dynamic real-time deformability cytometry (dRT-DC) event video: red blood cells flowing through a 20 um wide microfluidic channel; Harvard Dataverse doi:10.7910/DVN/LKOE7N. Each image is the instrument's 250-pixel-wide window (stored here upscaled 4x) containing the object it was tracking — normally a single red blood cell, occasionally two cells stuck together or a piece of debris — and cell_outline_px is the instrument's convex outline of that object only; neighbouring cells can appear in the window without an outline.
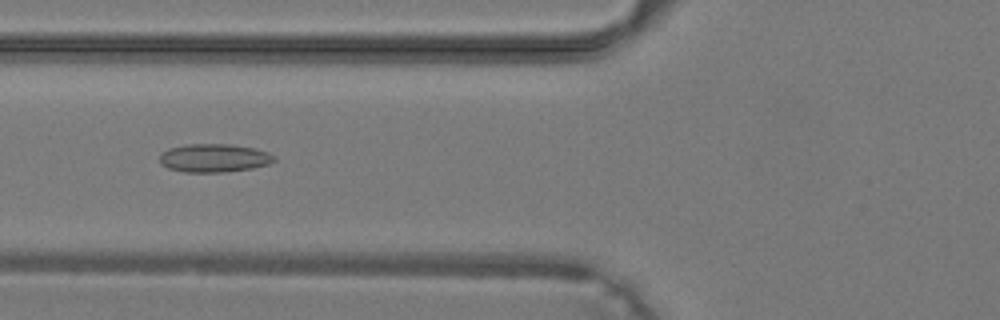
{"species": "common noctule bat (a hibernating species)", "species_latin": "Nyctalus noctula", "temperature_condition": "warm", "stored_images_in_passage": 41, "camera_frame_rate_fps": 3000, "um_per_image_px": 0.085, "animal": {"sex": "male", "body_mass_g": 19.2, "forearm_length_mm": 51.8}, "frame": {"image": 1, "passage_image": 17, "time_ms": 5.333, "image_size_px": [1000, 320], "cell_outline_px": [[276, 160], [268, 164], [252, 168], [224, 172], [184, 172], [168, 168], [160, 164], [160, 156], [168, 148], [188, 144], [232, 144], [256, 148], [268, 152]], "centroid_in_image_um": [18.19, 13.43], "position_along_channel_um": 107.6, "area_um2": 18.9}}
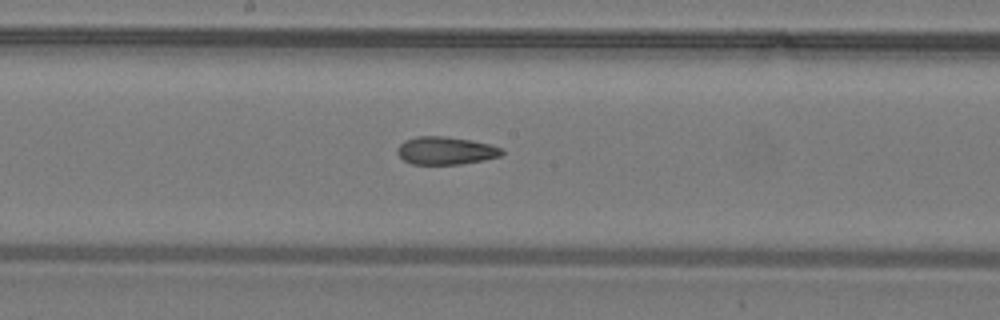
{"frame": {"image": 2, "passage_image": 23, "time_ms": 7.333, "image_size_px": [1000, 320], "cell_outline_px": [[504, 152], [500, 156], [460, 164], [412, 164], [404, 160], [396, 152], [396, 148], [404, 140], [416, 136], [444, 136], [472, 140], [504, 148]], "centroid_in_image_um": [37.86, 12.79], "position_along_channel_um": 210.3, "area_um2": 16.94}}
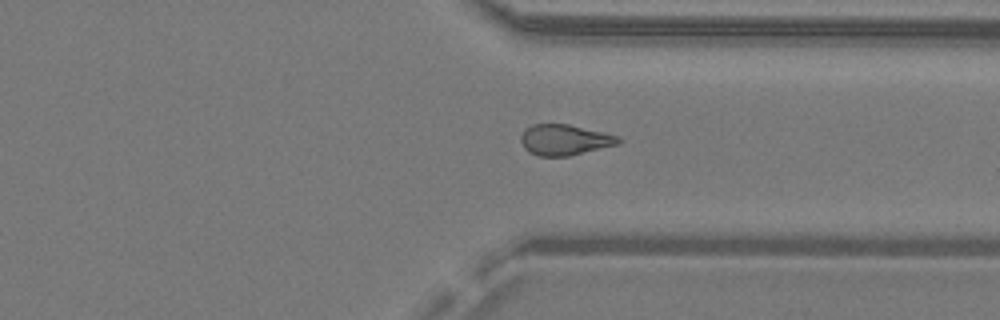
{"frame": {"image": 3, "passage_image": 32, "time_ms": 10.333, "image_size_px": [1000, 320], "cell_outline_px": [[624, 140], [620, 144], [568, 156], [536, 156], [528, 152], [524, 148], [520, 140], [520, 136], [524, 128], [532, 124], [568, 124], [604, 132], [620, 136]], "centroid_in_image_um": [48.0, 11.88], "position_along_channel_um": 363.4, "area_um2": 17.8}}